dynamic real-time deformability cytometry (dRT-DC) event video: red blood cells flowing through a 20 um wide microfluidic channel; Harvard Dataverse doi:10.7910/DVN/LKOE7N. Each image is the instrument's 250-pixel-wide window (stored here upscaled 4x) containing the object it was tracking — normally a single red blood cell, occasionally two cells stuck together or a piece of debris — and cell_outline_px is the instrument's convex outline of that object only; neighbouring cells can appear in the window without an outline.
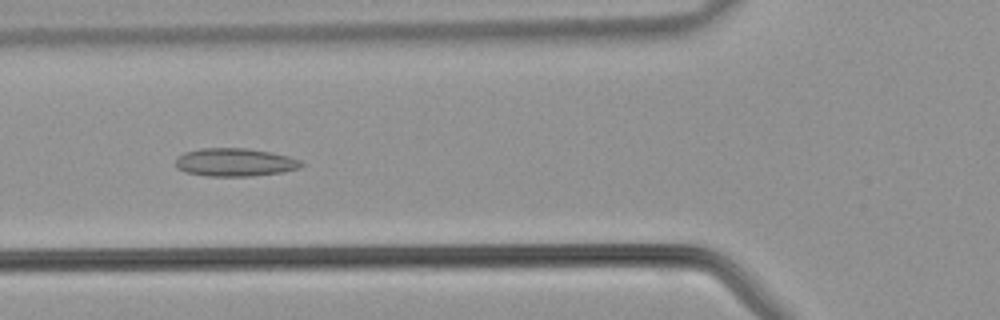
{"species": "common noctule bat (a hibernating species)", "species_latin": "Nyctalus noctula", "temperature_condition": "warm", "stored_images_in_passage": 42, "camera_frame_rate_fps": 3000, "um_per_image_px": 0.085, "animal": {"sex": "male", "body_mass_g": 21.5, "forearm_length_mm": 52.0}, "frame": {"image": 1, "passage_image": 14, "time_ms": 4.333, "image_size_px": [1000, 320], "cell_outline_px": [[304, 164], [300, 168], [284, 172], [252, 176], [204, 176], [184, 172], [176, 168], [176, 160], [184, 152], [204, 148], [248, 148], [288, 156], [300, 160]], "centroid_in_image_um": [19.97, 13.8], "position_along_channel_um": 105.8, "area_um2": 20.63}}
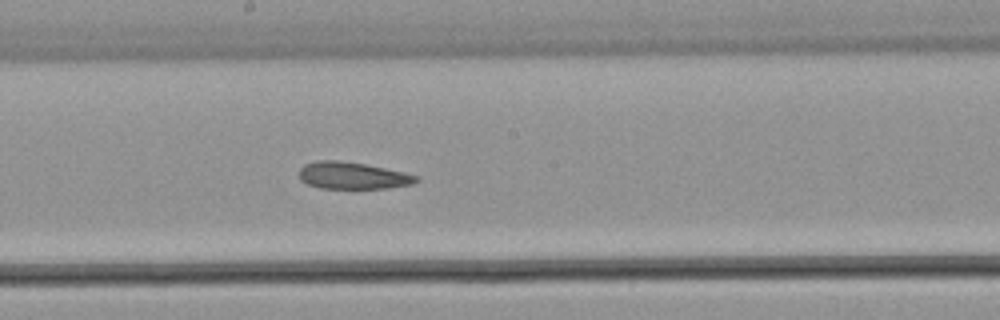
{"frame": {"image": 2, "passage_image": 21, "time_ms": 6.667, "image_size_px": [1000, 320], "cell_outline_px": [[420, 180], [412, 184], [388, 188], [320, 188], [308, 184], [300, 180], [300, 168], [304, 164], [316, 160], [336, 160], [364, 164], [384, 168], [420, 176]], "centroid_in_image_um": [29.97, 14.92], "position_along_channel_um": 218.2, "area_um2": 18.32}}
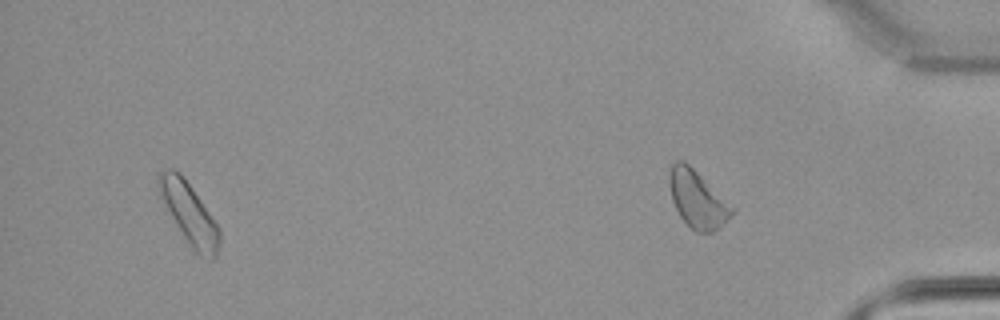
{"frame": {"image": 3, "passage_image": 39, "time_ms": 12.667, "image_size_px": [1000, 320], "cell_outline_px": [[220, 244], [216, 256], [212, 260], [208, 260], [200, 256], [192, 248], [176, 224], [160, 196], [156, 184], [156, 180], [160, 172], [168, 168], [172, 168], [180, 172], [184, 176], [220, 228]], "centroid_in_image_um": [16.09, 18.13], "position_along_channel_um": 419.1, "area_um2": 21.56}}